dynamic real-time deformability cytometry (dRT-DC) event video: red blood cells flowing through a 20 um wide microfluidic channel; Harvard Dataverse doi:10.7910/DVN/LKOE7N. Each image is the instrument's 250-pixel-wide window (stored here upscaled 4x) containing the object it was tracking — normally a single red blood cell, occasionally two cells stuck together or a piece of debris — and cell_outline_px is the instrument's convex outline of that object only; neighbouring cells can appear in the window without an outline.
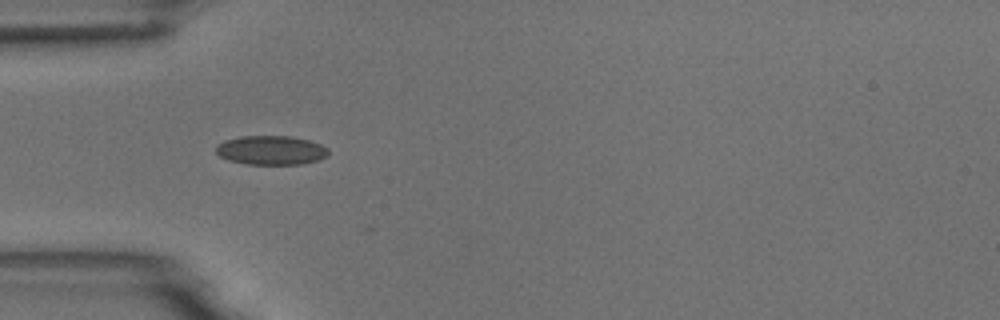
{"species": "common noctule bat (a hibernating species)", "species_latin": "Nyctalus noctula", "temperature_condition": "room temperature", "stored_images_in_passage": 8, "camera_frame_rate_fps": 3000, "um_per_image_px": 0.085, "animal": {"sex": "male", "body_mass_g": 18.8}, "frame": {"image": 1, "passage_image": 5, "time_ms": 4.667, "image_size_px": [1000, 320], "cell_outline_px": [[328, 156], [320, 160], [304, 164], [248, 164], [228, 160], [220, 156], [216, 152], [216, 144], [224, 140], [240, 136], [292, 136], [308, 140], [320, 144], [328, 148]], "centroid_in_image_um": [23.05, 12.77], "position_along_channel_um": 62.0, "area_um2": 19.25}}